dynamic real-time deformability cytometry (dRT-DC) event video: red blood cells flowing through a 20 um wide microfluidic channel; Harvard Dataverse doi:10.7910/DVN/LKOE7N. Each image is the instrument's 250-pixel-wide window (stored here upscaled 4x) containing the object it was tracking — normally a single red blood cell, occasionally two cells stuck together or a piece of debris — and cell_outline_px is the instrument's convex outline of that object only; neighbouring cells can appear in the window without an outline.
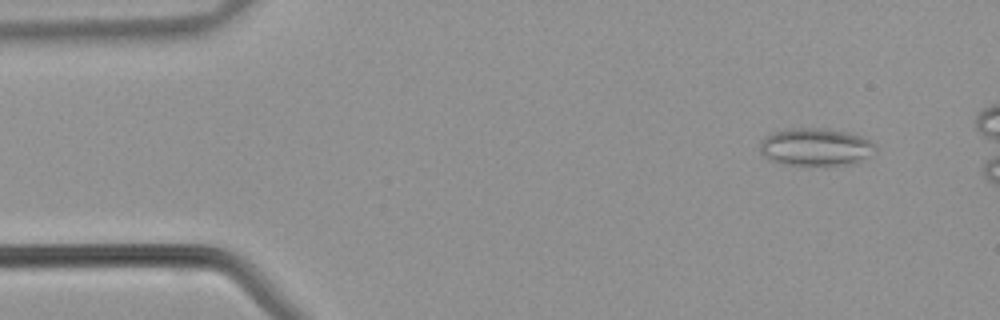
{"species": "common noctule bat (a hibernating species)", "species_latin": "Nyctalus noctula", "temperature_condition": "warm", "stored_images_in_passage": 38, "camera_frame_rate_fps": 3000, "um_per_image_px": 0.085, "animal": {"sex": "male", "body_mass_g": 21.5, "forearm_length_mm": 52.0}, "frame": {"image": 1, "passage_image": 4, "time_ms": 1.0, "image_size_px": [1000, 320], "cell_outline_px": [[876, 152], [852, 164], [784, 164], [768, 160], [760, 152], [760, 140], [764, 136], [772, 132], [784, 128], [828, 128], [848, 132], [860, 136], [876, 144]], "centroid_in_image_um": [69.29, 12.46], "position_along_channel_um": 15.7, "area_um2": 25.43}}
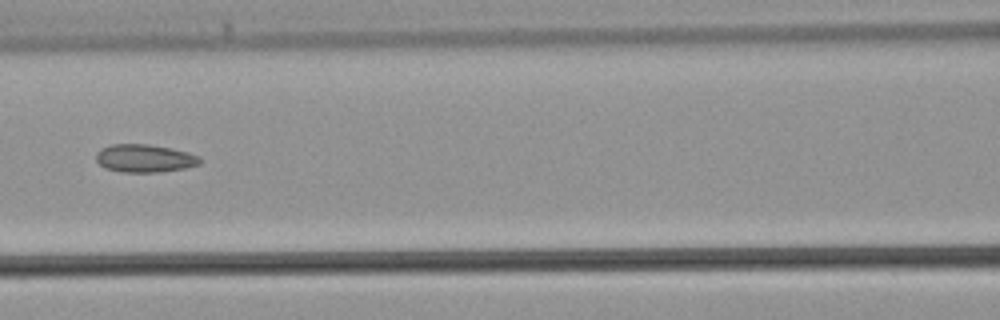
{"frame": {"image": 2, "passage_image": 18, "time_ms": 5.667, "image_size_px": [1000, 320], "cell_outline_px": [[200, 164], [184, 168], [156, 172], [124, 172], [104, 168], [96, 160], [96, 152], [100, 148], [112, 144], [148, 144], [172, 148], [188, 152], [200, 156]], "centroid_in_image_um": [12.27, 13.44], "position_along_channel_um": 154.3, "area_um2": 16.94}}
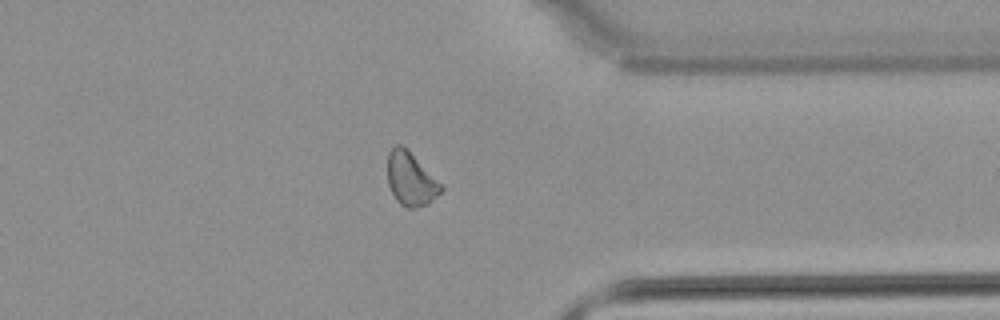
{"frame": {"image": 3, "passage_image": 32, "time_ms": 10.333, "image_size_px": [1000, 320], "cell_outline_px": [[444, 188], [428, 204], [416, 208], [408, 208], [400, 204], [396, 200], [388, 184], [388, 152], [396, 144], [400, 144]], "centroid_in_image_um": [34.87, 15.27], "position_along_channel_um": 376.5, "area_um2": 15.9}}